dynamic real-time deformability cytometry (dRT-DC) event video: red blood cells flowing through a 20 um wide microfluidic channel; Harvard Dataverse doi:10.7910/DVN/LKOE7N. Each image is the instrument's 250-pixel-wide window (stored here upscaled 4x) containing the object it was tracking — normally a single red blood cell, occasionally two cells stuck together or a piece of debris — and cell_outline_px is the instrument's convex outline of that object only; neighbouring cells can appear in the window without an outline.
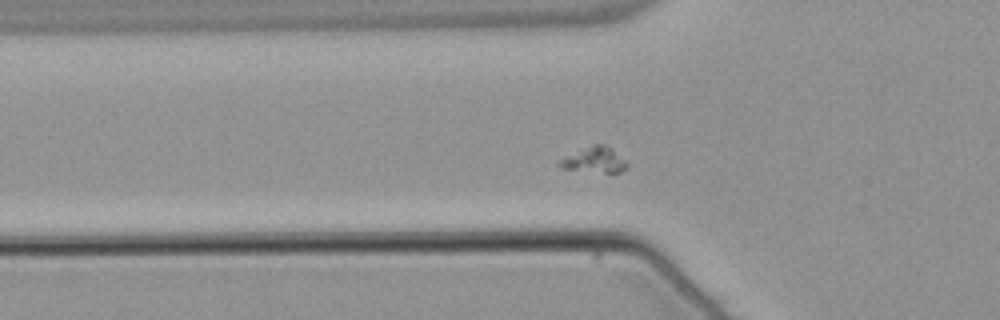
{"species": "common noctule bat (a hibernating species)", "species_latin": "Nyctalus noctula", "temperature_condition": "warm", "stored_images_in_passage": 51, "camera_frame_rate_fps": 3000, "um_per_image_px": 0.085, "animal": {"sex": "male", "body_mass_g": 21.5, "forearm_length_mm": 52.0}, "frame": {"image": 1, "passage_image": 14, "time_ms": 4.333, "image_size_px": [1000, 320], "cell_outline_px": [[628, 168], [620, 172], [604, 172], [560, 168], [556, 164], [556, 160], [564, 156], [592, 144], [608, 144], [628, 164]], "centroid_in_image_um": [50.48, 13.57], "position_along_channel_um": 75.3, "area_um2": 10.17}}
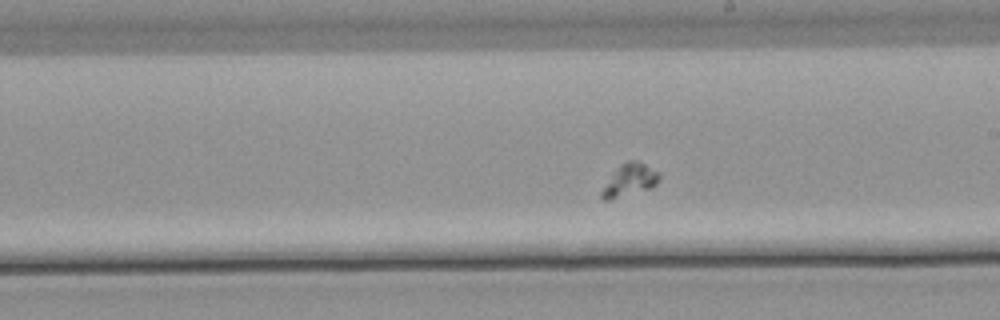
{"frame": {"image": 2, "passage_image": 27, "time_ms": 8.667, "image_size_px": [1000, 320], "cell_outline_px": [[660, 180], [652, 188], [608, 200], [604, 200], [600, 196], [600, 192], [620, 164], [628, 160], [636, 160], [660, 172]], "centroid_in_image_um": [53.55, 15.3], "position_along_channel_um": 235.4, "area_um2": 10.69}}
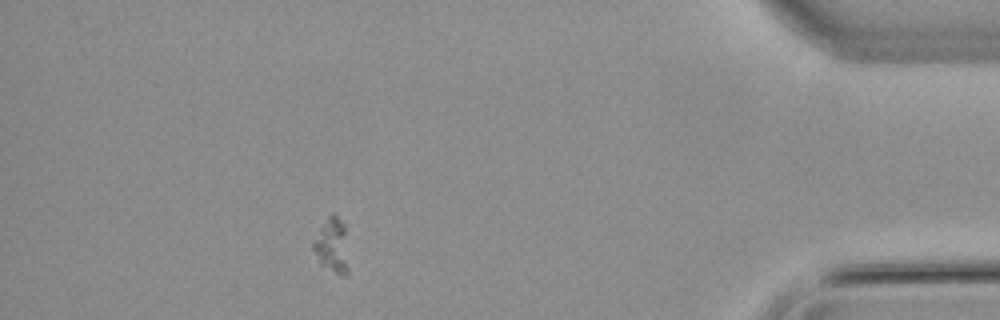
{"frame": {"image": 3, "passage_image": 45, "time_ms": 14.667, "image_size_px": [1000, 320], "cell_outline_px": [[348, 276], [340, 276], [320, 264], [312, 248], [312, 244], [320, 228], [328, 216], [332, 212], [344, 224], [348, 268]], "centroid_in_image_um": [28.22, 20.91], "position_along_channel_um": 407.0, "area_um2": 11.1}}